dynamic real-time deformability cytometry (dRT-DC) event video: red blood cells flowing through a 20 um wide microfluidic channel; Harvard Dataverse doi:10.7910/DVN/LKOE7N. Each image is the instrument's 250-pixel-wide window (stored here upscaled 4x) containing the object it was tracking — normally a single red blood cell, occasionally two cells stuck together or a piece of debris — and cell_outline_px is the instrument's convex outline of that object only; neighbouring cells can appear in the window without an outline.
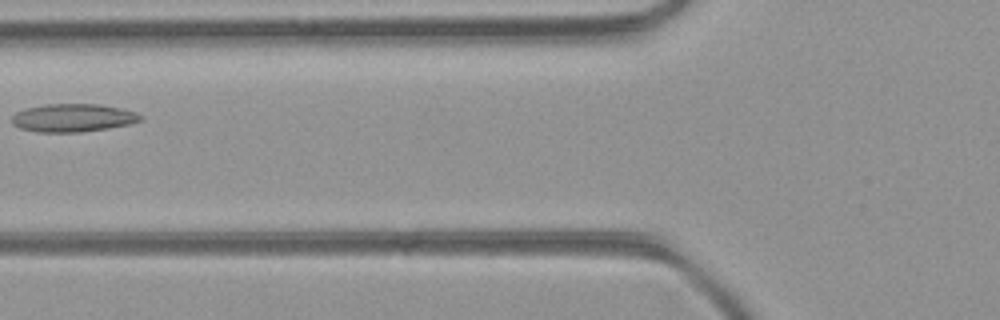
{"species": "common noctule bat (a hibernating species)", "species_latin": "Nyctalus noctula", "temperature_condition": "room temperature", "stored_images_in_passage": 3, "camera_frame_rate_fps": 3000, "um_per_image_px": 0.085, "animal": {"sex": "female", "body_mass_g": 21.9}, "frame": {"image": 1, "passage_image": 3, "time_ms": 0.667, "image_size_px": [1000, 320], "cell_outline_px": [[144, 120], [128, 124], [108, 128], [76, 132], [36, 132], [20, 128], [12, 124], [12, 116], [16, 112], [28, 108], [44, 104], [96, 104], [120, 108], [136, 112], [144, 116]], "centroid_in_image_um": [6.21, 10.01], "position_along_channel_um": 119.6, "area_um2": 20.98}}